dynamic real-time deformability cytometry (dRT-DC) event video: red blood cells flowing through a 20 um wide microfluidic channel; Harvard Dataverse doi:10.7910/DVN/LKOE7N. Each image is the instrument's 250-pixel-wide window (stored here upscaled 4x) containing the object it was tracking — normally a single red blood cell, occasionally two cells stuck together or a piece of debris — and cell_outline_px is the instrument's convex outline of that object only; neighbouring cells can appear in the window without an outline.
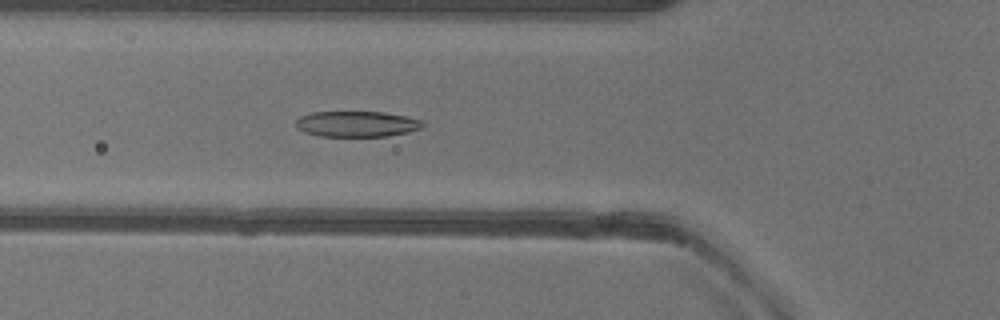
{"species": "common noctule bat (a hibernating species)", "species_latin": "Nyctalus noctula", "temperature_condition": "warm", "stored_images_in_passage": 51, "camera_frame_rate_fps": 3000, "um_per_image_px": 0.085, "animal": {"sex": "female"}, "frame": {"image": 1, "passage_image": 18, "time_ms": 5.667, "image_size_px": [1000, 320], "cell_outline_px": [[424, 124], [420, 128], [408, 132], [388, 136], [320, 136], [304, 132], [296, 128], [296, 120], [300, 116], [312, 112], [384, 112], [408, 116], [420, 120]], "centroid_in_image_um": [30.31, 10.53], "position_along_channel_um": 95.5, "area_um2": 19.02}}
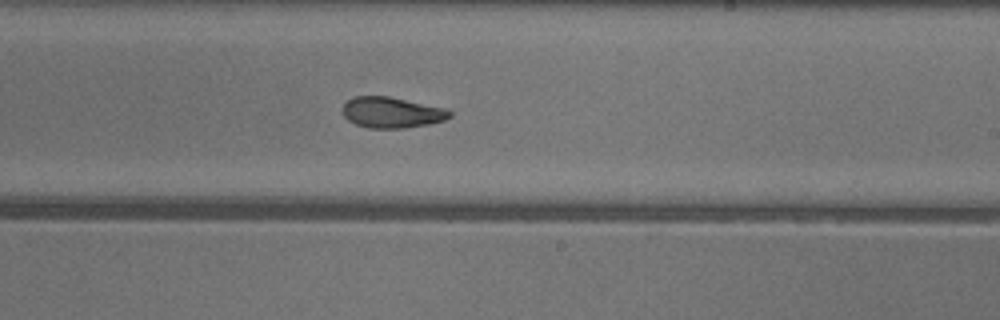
{"frame": {"image": 2, "passage_image": 30, "time_ms": 9.667, "image_size_px": [1000, 320], "cell_outline_px": [[452, 116], [444, 120], [428, 124], [404, 128], [368, 128], [356, 124], [348, 120], [344, 116], [340, 108], [352, 96], [388, 96], [448, 108], [452, 112]], "centroid_in_image_um": [33.29, 9.55], "position_along_channel_um": 255.7, "area_um2": 19.48}}
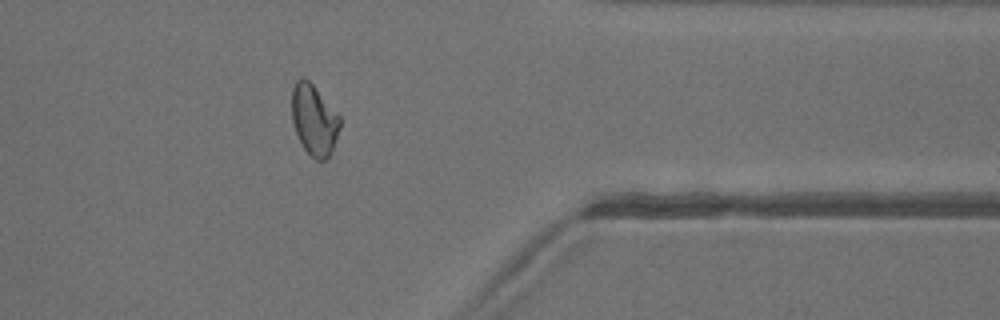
{"frame": {"image": 3, "passage_image": 41, "time_ms": 13.333, "image_size_px": [1000, 320], "cell_outline_px": [[340, 128], [332, 148], [328, 156], [324, 160], [316, 160], [304, 148], [296, 132], [292, 120], [292, 88], [296, 80], [300, 76], [304, 76], [312, 84], [340, 116]], "centroid_in_image_um": [26.68, 10.15], "position_along_channel_um": 384.7, "area_um2": 19.54}, "authors_computed_cell_mechanics": {"area_um2": 20.3456, "velocity_mm_per_s": 3.9874, "shape_relaxation_time_tau1_ms": 5.7027, "shape_relaxation_time_tau2_ms": 2.3294, "deformation_change_tau1": 0.1701, "deformation_change_tau2": 0.0733}}